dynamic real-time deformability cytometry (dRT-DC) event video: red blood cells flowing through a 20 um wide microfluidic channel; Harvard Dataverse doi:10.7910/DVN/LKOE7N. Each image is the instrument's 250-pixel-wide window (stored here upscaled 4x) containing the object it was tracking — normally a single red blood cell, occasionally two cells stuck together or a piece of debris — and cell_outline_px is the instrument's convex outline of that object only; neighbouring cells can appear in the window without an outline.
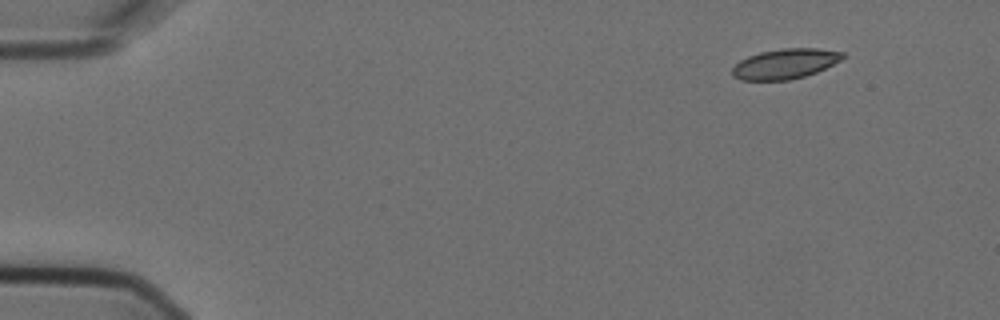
{"species": "Egyptian fruit bat (a non-hibernating species)", "species_latin": "Rousettus aegyptiacus", "temperature_condition": "cold", "stored_images_in_passage": 4, "camera_frame_rate_fps": 3000, "um_per_image_px": 0.085, "animal": {"sex": "female"}, "frame": {"image": 1, "passage_image": 1, "time_ms": 0.0, "image_size_px": [1000, 320], "cell_outline_px": [[848, 56], [816, 72], [804, 76], [788, 80], [740, 80], [732, 76], [732, 68], [740, 60], [748, 56], [760, 52], [784, 48], [816, 48], [844, 52]], "centroid_in_image_um": [66.73, 5.42], "position_along_channel_um": 18.3, "area_um2": 19.31}}
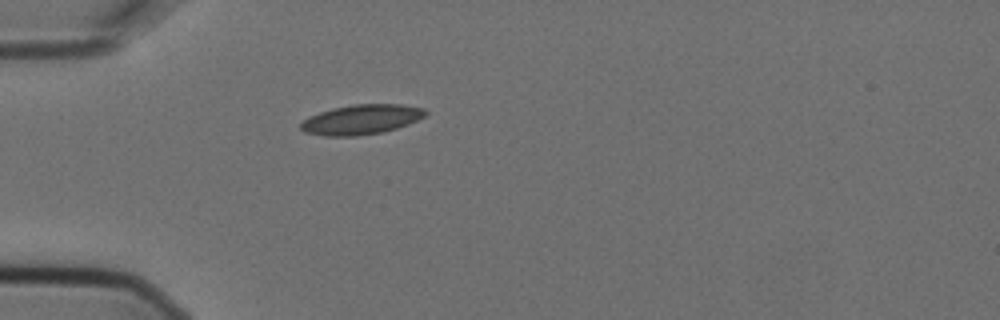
{"frame": {"image": 2, "passage_image": 4, "time_ms": 1.0, "image_size_px": [1000, 320], "cell_outline_px": [[428, 112], [424, 116], [408, 124], [396, 128], [380, 132], [356, 136], [324, 136], [304, 132], [300, 128], [300, 124], [308, 116], [332, 108], [352, 104], [400, 104], [424, 108]], "centroid_in_image_um": [30.68, 10.15], "position_along_channel_um": 54.3, "area_um2": 21.62}}